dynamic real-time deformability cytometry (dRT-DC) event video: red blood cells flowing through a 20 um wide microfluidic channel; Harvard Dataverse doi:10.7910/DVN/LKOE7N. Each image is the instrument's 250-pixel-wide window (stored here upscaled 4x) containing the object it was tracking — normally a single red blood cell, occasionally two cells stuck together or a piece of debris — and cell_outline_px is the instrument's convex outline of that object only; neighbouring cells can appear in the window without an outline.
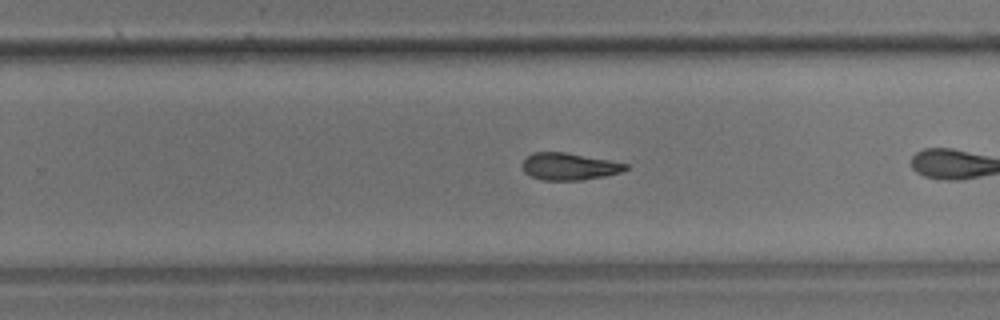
{"species": "common noctule bat (a hibernating species)", "species_latin": "Nyctalus noctula", "temperature_condition": "room temperature", "stored_images_in_passage": 22, "camera_frame_rate_fps": 3000, "um_per_image_px": 0.085, "animal": {"sex": "male", "body_mass_g": 17.9}, "frame": {"image": 1, "passage_image": 17, "time_ms": 5.333, "image_size_px": [1000, 320], "cell_outline_px": [[628, 168], [620, 172], [604, 176], [580, 180], [544, 180], [532, 176], [524, 172], [520, 164], [532, 152], [564, 152], [608, 160], [628, 164]], "centroid_in_image_um": [48.34, 14.15], "position_along_channel_um": 281.5, "area_um2": 16.13}}
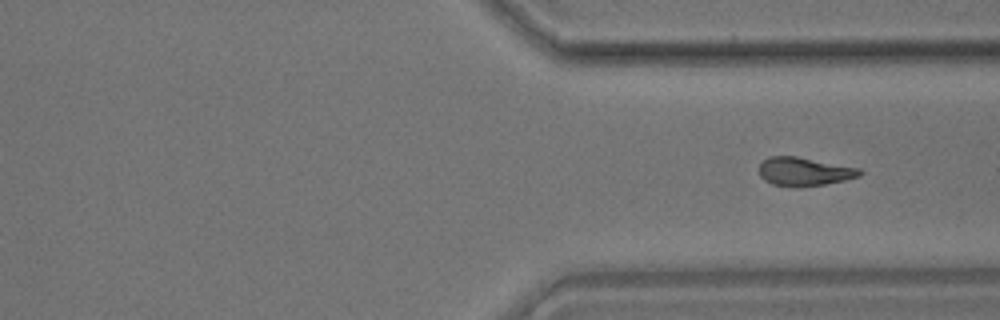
{"frame": {"image": 2, "passage_image": 22, "time_ms": 7.0, "image_size_px": [1000, 320], "cell_outline_px": [[864, 172], [860, 176], [844, 180], [824, 184], [796, 188], [792, 188], [772, 184], [764, 180], [760, 176], [760, 164], [768, 156], [796, 156], [860, 168]], "centroid_in_image_um": [68.36, 14.59], "position_along_channel_um": 343.0, "area_um2": 16.88}}